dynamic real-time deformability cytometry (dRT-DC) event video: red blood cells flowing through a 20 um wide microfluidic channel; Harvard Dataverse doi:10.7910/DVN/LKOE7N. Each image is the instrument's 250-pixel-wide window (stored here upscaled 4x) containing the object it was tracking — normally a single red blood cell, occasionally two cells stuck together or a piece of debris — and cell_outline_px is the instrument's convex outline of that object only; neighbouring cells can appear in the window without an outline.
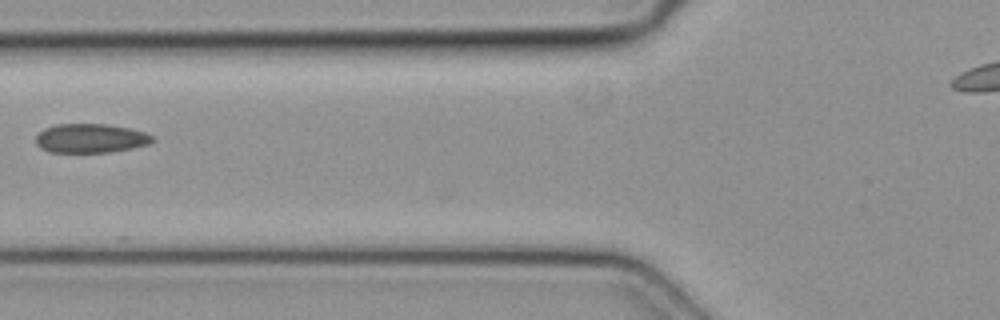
{"species": "common noctule bat (a hibernating species)", "species_latin": "Nyctalus noctula", "temperature_condition": "cold", "stored_images_in_passage": 5, "camera_frame_rate_fps": 3000, "um_per_image_px": 0.085, "animal": {"sex": "female", "body_mass_g": 19.3, "forearm_length_mm": 54.1}, "frame": {"image": 1, "passage_image": 5, "time_ms": 1.333, "image_size_px": [1000, 320], "cell_outline_px": [[156, 140], [148, 144], [132, 148], [108, 152], [48, 152], [40, 148], [36, 144], [36, 136], [44, 128], [56, 124], [104, 124], [128, 128], [144, 132], [152, 136]], "centroid_in_image_um": [7.67, 11.76], "position_along_channel_um": 118.1, "area_um2": 19.71}}